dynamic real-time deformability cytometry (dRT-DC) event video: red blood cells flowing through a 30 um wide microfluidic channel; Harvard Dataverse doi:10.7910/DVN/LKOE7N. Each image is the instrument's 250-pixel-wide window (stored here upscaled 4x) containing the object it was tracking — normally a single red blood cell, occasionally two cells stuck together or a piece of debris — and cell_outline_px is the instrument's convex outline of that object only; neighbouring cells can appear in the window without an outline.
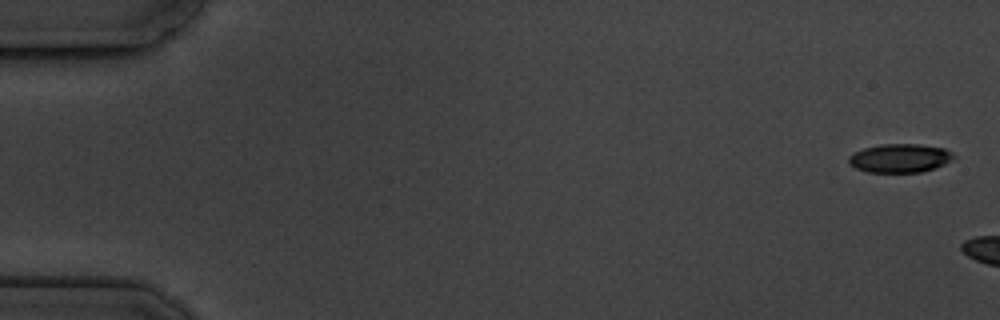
{"species": "common noctule bat (a hibernating species)", "species_latin": "Nyctalus noctula", "temperature_condition": "cold", "stored_images_in_passage": 3, "camera_frame_rate_fps": 3000, "um_per_image_px": 0.085, "animal": {"sex": "male", "body_mass_g": 19.5, "forearm_length_mm": 54.6}, "frame": {"image": 1, "passage_image": 1, "time_ms": 0.0, "image_size_px": [1000, 320], "cell_outline_px": [[956, 156], [944, 164], [920, 172], [868, 172], [856, 168], [848, 164], [848, 156], [852, 152], [864, 148], [880, 144], [920, 144], [944, 148], [952, 152]], "centroid_in_image_um": [76.44, 13.43], "position_along_channel_um": 8.6, "area_um2": 17.57}}